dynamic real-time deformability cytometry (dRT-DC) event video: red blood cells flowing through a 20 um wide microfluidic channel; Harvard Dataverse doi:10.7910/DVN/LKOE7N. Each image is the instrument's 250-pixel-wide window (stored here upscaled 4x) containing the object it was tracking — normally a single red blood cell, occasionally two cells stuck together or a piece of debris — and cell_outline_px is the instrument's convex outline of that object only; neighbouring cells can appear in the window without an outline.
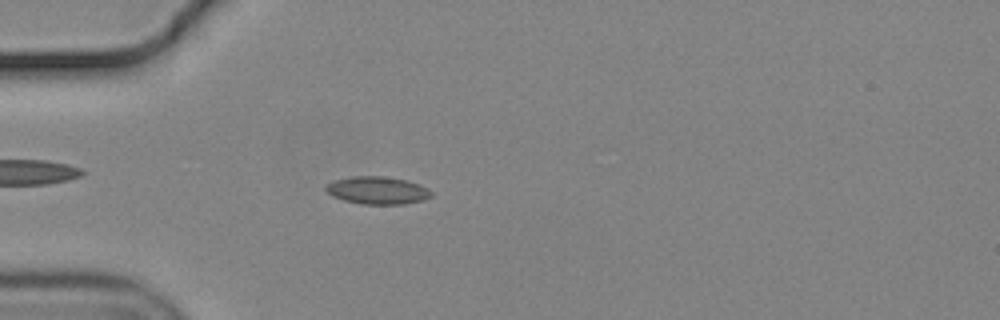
{"species": "common noctule bat (a hibernating species)", "species_latin": "Nyctalus noctula", "temperature_condition": "cold", "stored_images_in_passage": 56, "camera_frame_rate_fps": 3000, "um_per_image_px": 0.085, "animal": {"sex": "male", "body_mass_g": 19.2, "forearm_length_mm": 51.8}, "frame": {"image": 1, "passage_image": 16, "time_ms": 5.0, "image_size_px": [1000, 320], "cell_outline_px": [[432, 196], [424, 200], [404, 204], [360, 204], [344, 200], [332, 196], [324, 188], [328, 184], [336, 180], [352, 176], [380, 176], [404, 180], [420, 184], [428, 188], [432, 192]], "centroid_in_image_um": [32.11, 16.19], "position_along_channel_um": 52.9, "area_um2": 16.88}}
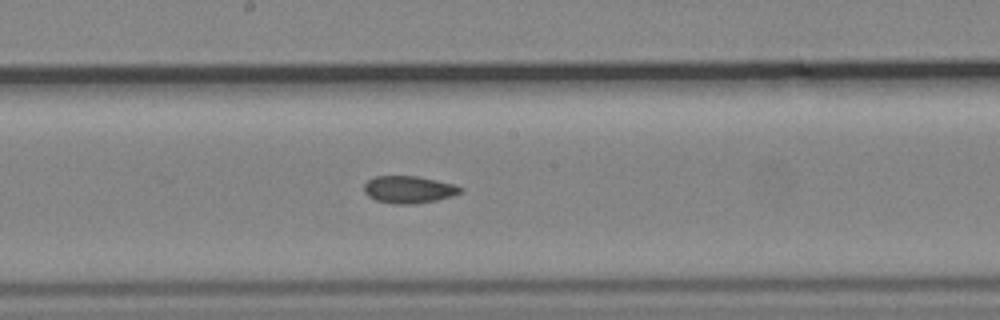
{"frame": {"image": 2, "passage_image": 30, "time_ms": 9.667, "image_size_px": [1000, 320], "cell_outline_px": [[464, 188], [460, 192], [452, 196], [436, 200], [412, 204], [396, 204], [376, 200], [368, 196], [364, 192], [364, 184], [368, 180], [376, 176], [416, 176], [456, 184]], "centroid_in_image_um": [34.75, 16.1], "position_along_channel_um": 213.5, "area_um2": 15.26}}
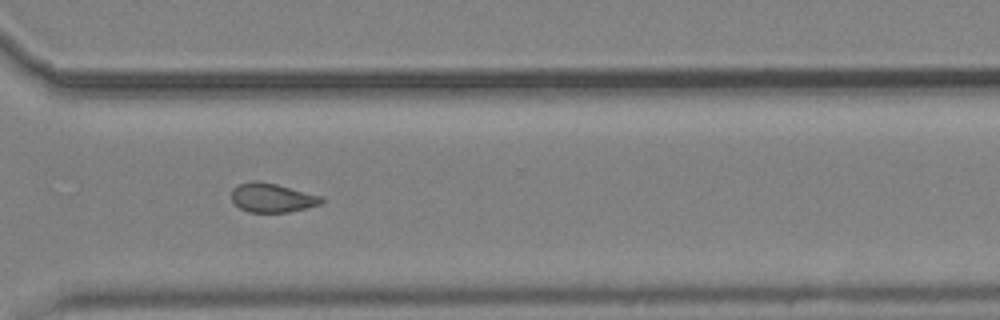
{"frame": {"image": 3, "passage_image": 41, "time_ms": 13.333, "image_size_px": [1000, 320], "cell_outline_px": [[324, 200], [320, 204], [288, 212], [248, 212], [240, 208], [232, 200], [232, 188], [240, 184], [252, 180], [256, 180], [276, 184], [320, 196]], "centroid_in_image_um": [23.09, 16.8], "position_along_channel_um": 347.5, "area_um2": 14.97}, "authors_computed_cell_mechanics": {"area_um2": 15.7794, "velocity_mm_per_s": 3.6733, "shape_relaxation_time_tau1_ms": null, "shape_relaxation_time_tau2_ms": 3.0106, "deformation_change_tau1": null, "deformation_change_tau2": 0.0876}}